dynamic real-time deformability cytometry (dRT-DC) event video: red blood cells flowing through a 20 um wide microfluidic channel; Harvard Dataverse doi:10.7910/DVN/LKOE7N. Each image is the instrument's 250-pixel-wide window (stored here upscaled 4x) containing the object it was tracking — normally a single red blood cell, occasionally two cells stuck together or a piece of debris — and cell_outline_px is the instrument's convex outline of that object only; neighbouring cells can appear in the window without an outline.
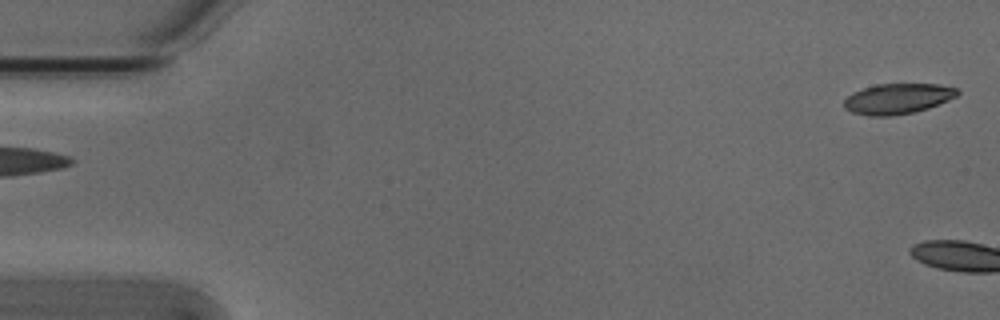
{"species": "Egyptian fruit bat (a non-hibernating species)", "species_latin": "Rousettus aegyptiacus", "temperature_condition": "cold", "stored_images_in_passage": 6, "camera_frame_rate_fps": 3000, "um_per_image_px": 0.085, "animal": {"sex": "male"}, "frame": {"image": 1, "passage_image": 1, "time_ms": 0.0, "image_size_px": [1000, 320], "cell_outline_px": [[960, 92], [956, 96], [948, 100], [928, 108], [912, 112], [892, 116], [868, 116], [852, 112], [844, 108], [844, 100], [852, 92], [876, 84], [936, 84], [956, 88]], "centroid_in_image_um": [76.27, 8.39], "position_along_channel_um": 8.7, "area_um2": 20.0}}